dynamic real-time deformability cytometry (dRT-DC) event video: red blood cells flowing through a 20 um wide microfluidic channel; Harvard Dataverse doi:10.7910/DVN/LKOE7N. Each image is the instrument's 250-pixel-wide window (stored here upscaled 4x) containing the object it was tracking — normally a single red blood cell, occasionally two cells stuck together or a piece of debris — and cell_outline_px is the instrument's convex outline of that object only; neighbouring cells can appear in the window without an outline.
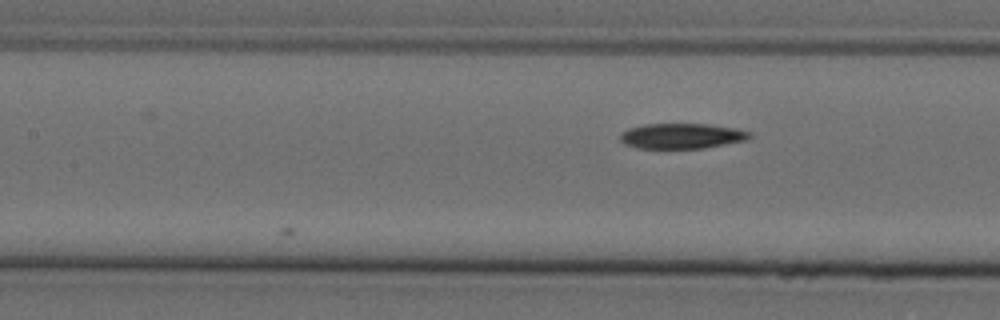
{"species": "Egyptian fruit bat (a non-hibernating species)", "species_latin": "Rousettus aegyptiacus", "temperature_condition": "cold", "stored_images_in_passage": 4, "camera_frame_rate_fps": 3000, "um_per_image_px": 0.085, "animal": {"sex": "female"}, "frame": {"image": 1, "passage_image": 4, "time_ms": 1.0, "image_size_px": [1000, 320], "cell_outline_px": [[752, 136], [748, 140], [704, 148], [636, 148], [624, 144], [620, 140], [620, 136], [628, 128], [644, 124], [708, 124], [736, 128], [752, 132]], "centroid_in_image_um": [57.98, 11.56], "position_along_channel_um": 149.4, "area_um2": 19.19}}